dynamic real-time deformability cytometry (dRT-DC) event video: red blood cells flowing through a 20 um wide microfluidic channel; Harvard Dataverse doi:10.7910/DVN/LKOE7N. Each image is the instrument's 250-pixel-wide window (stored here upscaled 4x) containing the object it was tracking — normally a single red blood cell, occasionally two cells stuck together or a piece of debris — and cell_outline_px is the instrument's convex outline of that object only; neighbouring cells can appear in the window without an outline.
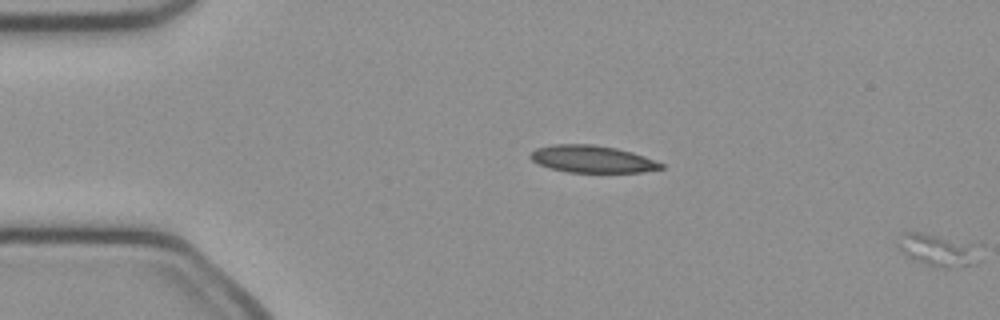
{"species": "common noctule bat (a hibernating species)", "species_latin": "Nyctalus noctula", "temperature_condition": "cold", "stored_images_in_passage": 7, "segment_of_instrument_passage": [2, 2], "camera_frame_rate_fps": 3000, "um_per_image_px": 0.085, "animal": {"sex": "female", "body_mass_g": 21.9}, "frame": {"image": 1, "passage_image": 7, "time_ms": 2.0, "image_size_px": [1000, 320], "cell_outline_px": [[984, 244], [980, 260], [976, 264], [952, 268], [932, 268], [912, 260], [904, 256], [900, 252], [896, 244], [900, 232], [920, 232]], "centroid_in_image_um": [79.8, 21.27], "position_along_channel_um": 5.2, "area_um2": 16.82}}